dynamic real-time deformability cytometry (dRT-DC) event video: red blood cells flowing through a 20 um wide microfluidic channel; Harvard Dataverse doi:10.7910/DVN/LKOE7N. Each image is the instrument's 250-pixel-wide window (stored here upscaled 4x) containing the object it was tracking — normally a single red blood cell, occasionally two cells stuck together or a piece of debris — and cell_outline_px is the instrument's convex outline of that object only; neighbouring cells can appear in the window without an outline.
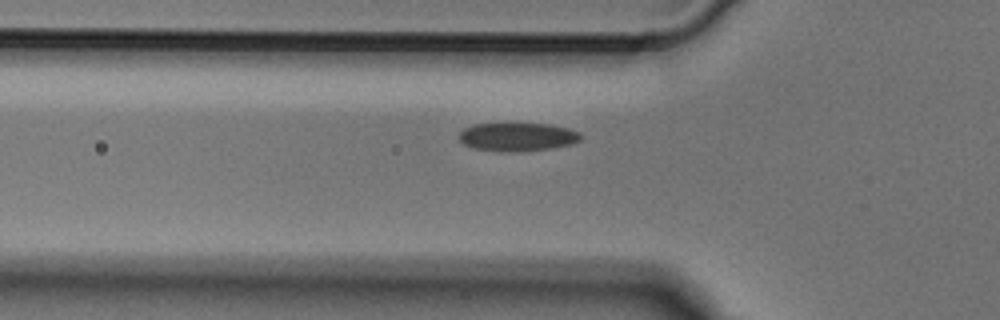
{"species": "Egyptian fruit bat (a non-hibernating species)", "species_latin": "Rousettus aegyptiacus", "temperature_condition": "cold", "stored_images_in_passage": 6, "segment_of_instrument_passage": [2, 2], "camera_frame_rate_fps": 3000, "um_per_image_px": 0.085, "animal": {"sex": "male"}, "frame": {"image": 1, "passage_image": 6, "time_ms": 1.667, "image_size_px": [1000, 320], "cell_outline_px": [[584, 136], [580, 140], [572, 144], [548, 148], [520, 152], [500, 152], [476, 148], [464, 144], [460, 140], [460, 132], [464, 128], [476, 124], [504, 120], [548, 124], [568, 128], [580, 132]], "centroid_in_image_um": [43.99, 11.58], "position_along_channel_um": 81.8, "area_um2": 21.1}}